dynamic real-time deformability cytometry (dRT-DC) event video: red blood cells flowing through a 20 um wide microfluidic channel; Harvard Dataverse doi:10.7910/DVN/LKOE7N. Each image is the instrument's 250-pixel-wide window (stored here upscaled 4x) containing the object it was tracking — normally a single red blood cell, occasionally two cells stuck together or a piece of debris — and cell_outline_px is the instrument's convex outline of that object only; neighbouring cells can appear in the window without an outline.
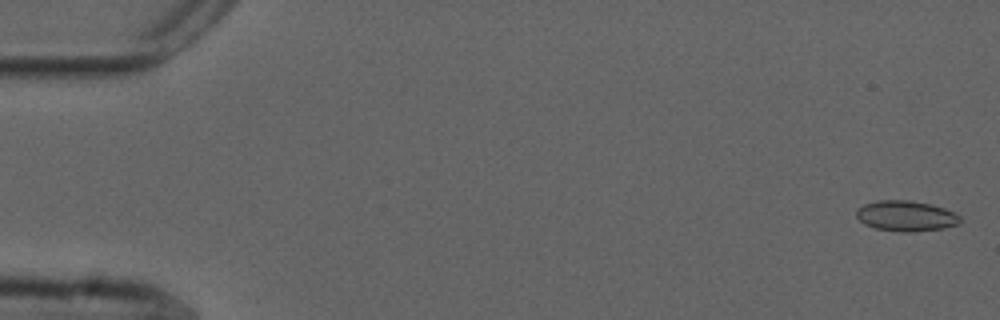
{"species": "common noctule bat (a hibernating species)", "species_latin": "Nyctalus noctula", "temperature_condition": "cold", "stored_images_in_passage": 10, "camera_frame_rate_fps": 3000, "um_per_image_px": 0.085, "animal": {"sex": "male", "forearm_length_mm": 52.5}, "frame": {"image": 1, "passage_image": 2, "time_ms": 0.333, "image_size_px": [1000, 320], "cell_outline_px": [[960, 220], [956, 224], [944, 228], [908, 232], [904, 232], [876, 228], [864, 224], [856, 216], [856, 208], [864, 204], [876, 200], [908, 200], [932, 204], [944, 208], [960, 216]], "centroid_in_image_um": [76.97, 18.34], "position_along_channel_um": 8.0, "area_um2": 18.32}}